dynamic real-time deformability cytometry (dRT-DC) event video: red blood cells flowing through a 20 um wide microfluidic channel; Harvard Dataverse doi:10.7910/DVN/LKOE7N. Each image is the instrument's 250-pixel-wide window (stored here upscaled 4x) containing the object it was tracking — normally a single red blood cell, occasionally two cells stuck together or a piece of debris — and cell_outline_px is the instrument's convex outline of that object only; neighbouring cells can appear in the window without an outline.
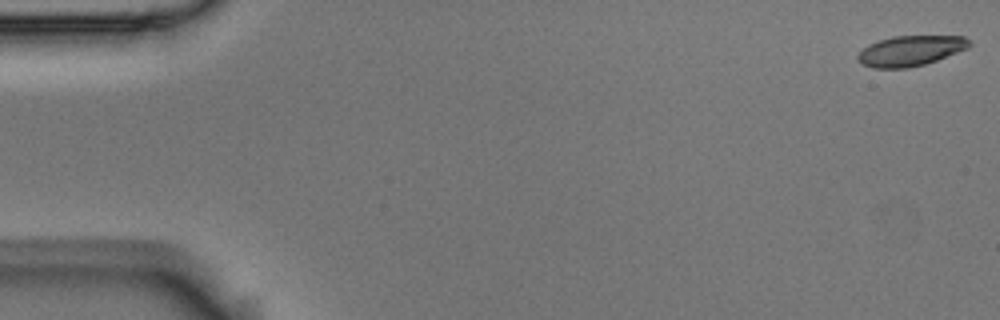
{"species": "Egyptian fruit bat (a non-hibernating species)", "species_latin": "Rousettus aegyptiacus", "temperature_condition": "room temperature", "stored_images_in_passage": 10, "camera_frame_rate_fps": 3000, "um_per_image_px": 0.085, "animal": {"sex": "male"}, "frame": {"image": 1, "passage_image": 1, "time_ms": 0.0, "image_size_px": [1000, 320], "cell_outline_px": [[972, 44], [968, 48], [936, 60], [924, 64], [908, 68], [872, 68], [856, 60], [856, 56], [868, 44], [892, 36], [964, 36], [972, 40]], "centroid_in_image_um": [77.4, 4.31], "position_along_channel_um": 7.6, "area_um2": 19.71}}
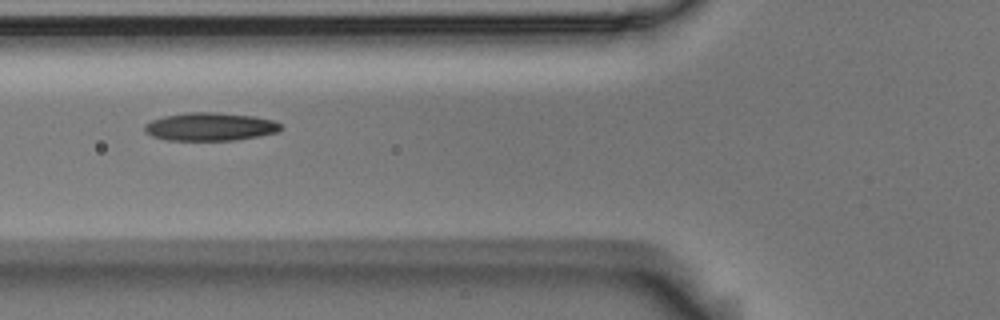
{"frame": {"image": 2, "passage_image": 6, "time_ms": 1.667, "image_size_px": [1000, 320], "cell_outline_px": [[280, 128], [276, 132], [236, 140], [168, 140], [152, 136], [144, 128], [144, 124], [152, 120], [164, 116], [188, 112], [216, 112], [252, 116], [272, 120], [280, 124]], "centroid_in_image_um": [17.82, 10.76], "position_along_channel_um": 108.0, "area_um2": 21.96}}
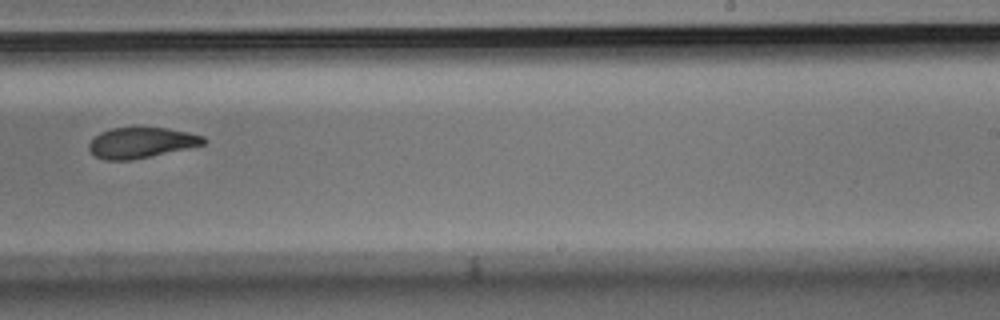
{"frame": {"image": 3, "passage_image": 10, "time_ms": 3.0, "image_size_px": [1000, 320], "cell_outline_px": [[204, 144], [132, 160], [104, 160], [96, 156], [88, 148], [88, 144], [100, 132], [108, 128], [136, 124], [168, 128], [188, 132], [204, 136]], "centroid_in_image_um": [11.95, 12.07], "position_along_channel_um": 277.0, "area_um2": 20.98}}